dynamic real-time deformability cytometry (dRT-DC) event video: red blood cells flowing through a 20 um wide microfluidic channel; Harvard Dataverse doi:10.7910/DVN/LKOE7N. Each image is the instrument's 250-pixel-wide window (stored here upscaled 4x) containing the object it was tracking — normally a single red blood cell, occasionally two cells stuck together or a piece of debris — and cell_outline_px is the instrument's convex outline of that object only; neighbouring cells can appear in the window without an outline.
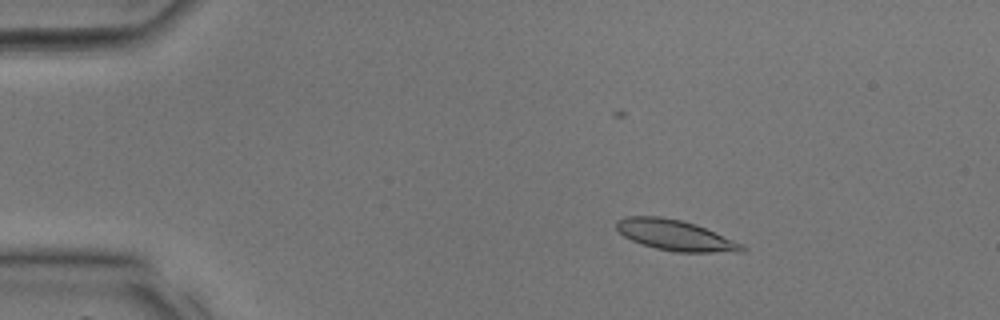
{"species": "common noctule bat (a hibernating species)", "species_latin": "Nyctalus noctula", "temperature_condition": "room temperature", "stored_images_in_passage": 35, "camera_frame_rate_fps": 3000, "um_per_image_px": 0.085, "animal": {"sex": "male", "body_mass_g": 17.9, "forearm_length_mm": 54.2}, "frame": {"image": 1, "passage_image": 6, "time_ms": 1.667, "image_size_px": [1000, 320], "cell_outline_px": [[748, 248], [744, 252], [676, 252], [656, 248], [632, 240], [624, 236], [616, 228], [616, 220], [624, 216], [660, 216], [680, 220], [696, 224], [744, 244]], "centroid_in_image_um": [57.43, 19.99], "position_along_channel_um": 27.6, "area_um2": 22.43}}
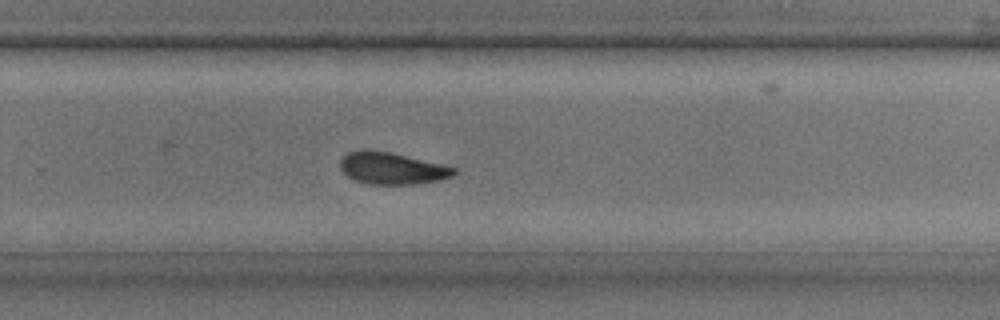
{"frame": {"image": 2, "passage_image": 24, "time_ms": 7.667, "image_size_px": [1000, 320], "cell_outline_px": [[456, 172], [452, 176], [436, 180], [416, 184], [368, 184], [356, 180], [348, 176], [340, 168], [340, 160], [348, 152], [364, 148], [388, 152], [440, 164], [456, 168]], "centroid_in_image_um": [33.26, 14.3], "position_along_channel_um": 296.5, "area_um2": 20.81}}
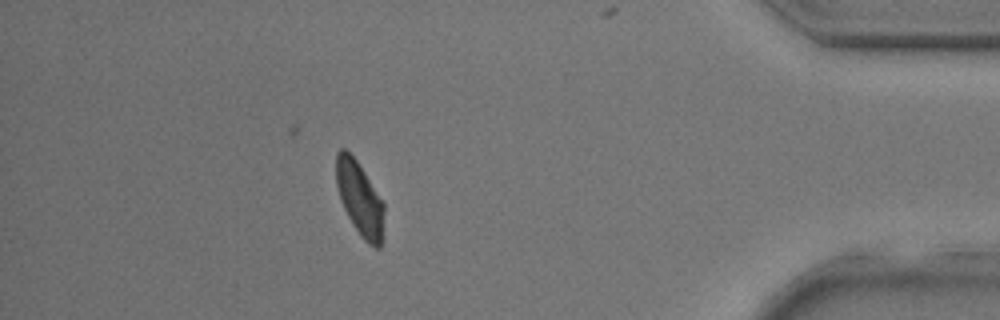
{"frame": {"image": 3, "passage_image": 32, "time_ms": 10.333, "image_size_px": [1000, 320], "cell_outline_px": [[384, 208], [380, 248], [376, 248], [368, 244], [360, 236], [352, 224], [340, 200], [336, 184], [336, 152], [340, 148], [344, 148], [356, 160], [384, 204]], "centroid_in_image_um": [30.54, 16.89], "position_along_channel_um": 404.7, "area_um2": 20.29}}